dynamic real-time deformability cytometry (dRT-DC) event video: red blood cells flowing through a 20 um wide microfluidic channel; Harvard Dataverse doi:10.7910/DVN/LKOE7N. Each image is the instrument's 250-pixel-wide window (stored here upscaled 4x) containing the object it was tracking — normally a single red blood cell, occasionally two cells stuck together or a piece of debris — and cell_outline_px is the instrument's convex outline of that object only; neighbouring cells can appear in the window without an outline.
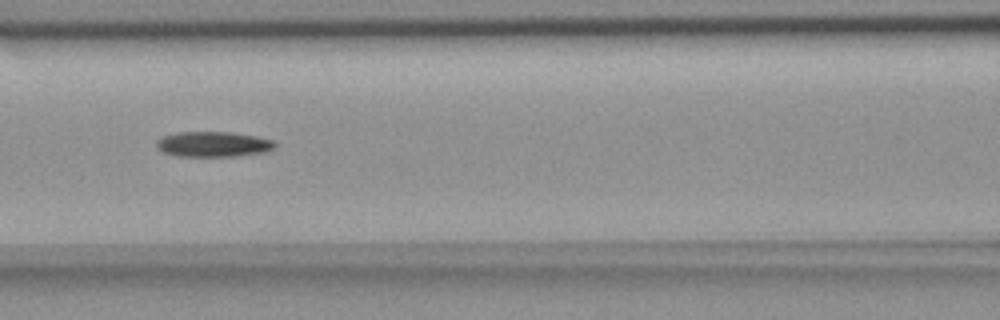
{"species": "common noctule bat (a hibernating species)", "species_latin": "Nyctalus noctula", "temperature_condition": "room temperature", "stored_images_in_passage": 4, "segment_of_instrument_passage": [1, 2], "camera_frame_rate_fps": 3000, "um_per_image_px": 0.085, "animal": {"sex": "female", "body_mass_g": 18.4}, "frame": {"image": 1, "passage_image": 3, "time_ms": 2.333, "image_size_px": [1000, 320], "cell_outline_px": [[276, 148], [264, 152], [236, 156], [176, 156], [164, 152], [156, 144], [156, 140], [164, 136], [176, 132], [232, 132], [256, 136], [272, 140], [276, 144]], "centroid_in_image_um": [18.15, 12.25], "position_along_channel_um": 148.5, "area_um2": 17.4}}